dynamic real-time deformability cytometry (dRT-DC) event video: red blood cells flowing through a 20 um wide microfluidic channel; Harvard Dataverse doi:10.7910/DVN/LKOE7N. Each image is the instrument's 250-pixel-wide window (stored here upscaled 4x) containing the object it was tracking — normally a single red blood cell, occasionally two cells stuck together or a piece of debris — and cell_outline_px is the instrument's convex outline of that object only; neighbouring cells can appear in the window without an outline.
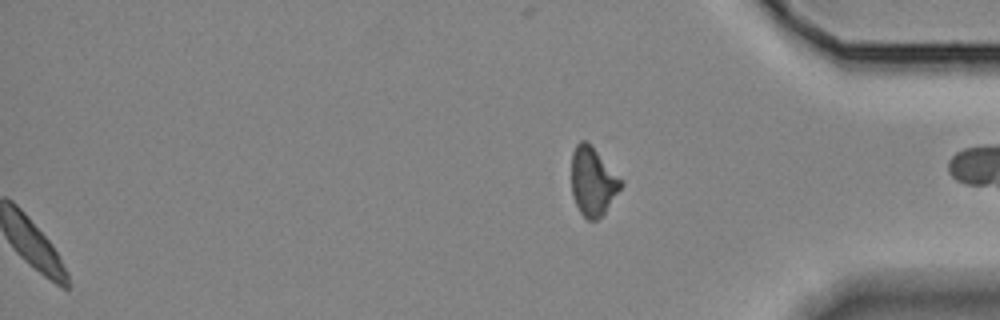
{"species": "Egyptian fruit bat (a non-hibernating species)", "species_latin": "Rousettus aegyptiacus", "temperature_condition": "room temperature", "stored_images_in_passage": 39, "segment_of_instrument_passage": [2, 2], "camera_frame_rate_fps": 3000, "um_per_image_px": 0.085, "animal": {"sex": "female"}, "frame": {"image": 1, "passage_image": 39, "time_ms": 12.667, "image_size_px": [1000, 320], "cell_outline_px": [[624, 184], [604, 212], [596, 220], [588, 220], [580, 212], [576, 204], [572, 192], [572, 152], [576, 144], [580, 140], [588, 140], [624, 180]], "centroid_in_image_um": [50.41, 15.36], "position_along_channel_um": 384.8, "area_um2": 19.94}}